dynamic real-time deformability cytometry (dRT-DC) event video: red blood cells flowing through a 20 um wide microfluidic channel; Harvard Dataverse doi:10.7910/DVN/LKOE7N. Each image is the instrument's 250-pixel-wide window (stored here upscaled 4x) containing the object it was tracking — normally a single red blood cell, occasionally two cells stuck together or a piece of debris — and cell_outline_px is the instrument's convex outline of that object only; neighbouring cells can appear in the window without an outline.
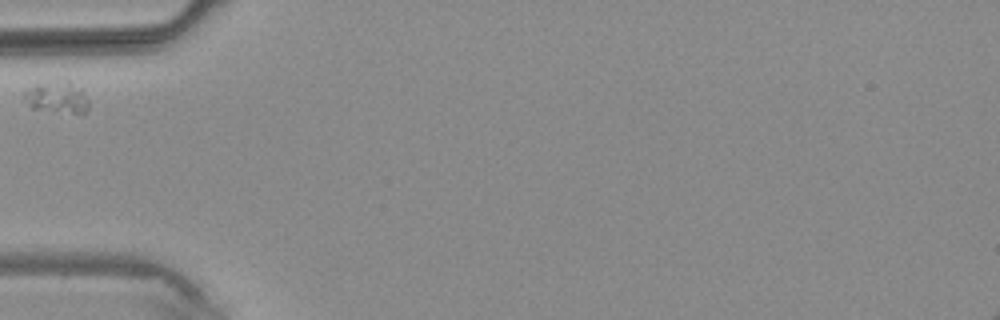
{"species": "common noctule bat (a hibernating species)", "species_latin": "Nyctalus noctula", "temperature_condition": "warm", "stored_images_in_passage": 1, "camera_frame_rate_fps": 3000, "um_per_image_px": 0.085, "animal": {"sex": "male", "body_mass_g": 20.4}, "frame": {"image": 1, "passage_image": 1, "time_ms": 0.0, "image_size_px": [1000, 320], "cell_outline_px": [[88, 108], [84, 112], [52, 112], [32, 108], [24, 100], [20, 92], [24, 88], [36, 84], [68, 80], [80, 88], [88, 100]], "centroid_in_image_um": [4.75, 8.26], "position_along_channel_um": 80.2, "area_um2": 12.02}}